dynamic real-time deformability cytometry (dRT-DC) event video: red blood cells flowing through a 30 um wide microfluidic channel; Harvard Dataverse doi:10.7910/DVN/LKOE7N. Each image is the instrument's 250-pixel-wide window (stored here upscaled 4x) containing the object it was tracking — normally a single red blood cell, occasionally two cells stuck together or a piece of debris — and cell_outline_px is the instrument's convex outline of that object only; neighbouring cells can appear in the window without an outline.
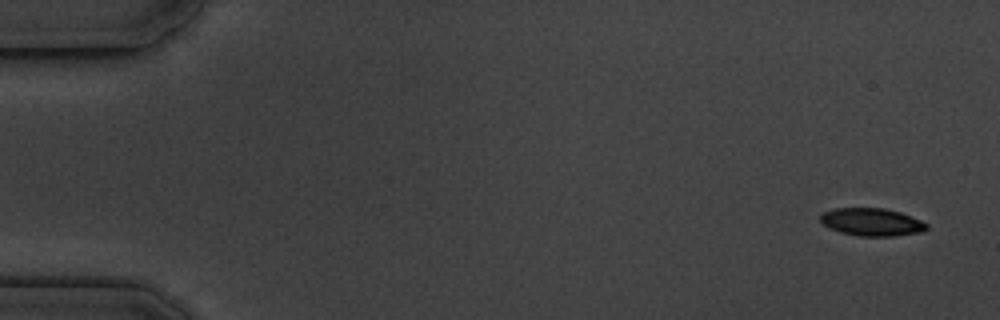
{"species": "common noctule bat (a hibernating species)", "species_latin": "Nyctalus noctula", "temperature_condition": "cold", "stored_images_in_passage": 5, "camera_frame_rate_fps": 3000, "um_per_image_px": 0.085, "animal": {"sex": "male", "body_mass_g": 19.5, "forearm_length_mm": 54.6}, "frame": {"image": 1, "passage_image": 1, "time_ms": 0.0, "image_size_px": [1000, 320], "cell_outline_px": [[928, 228], [924, 232], [896, 236], [860, 236], [840, 232], [828, 228], [820, 224], [820, 216], [824, 212], [832, 208], [884, 208], [900, 212], [920, 220], [928, 224]], "centroid_in_image_um": [74.09, 18.88], "position_along_channel_um": 10.9, "area_um2": 17.4}}
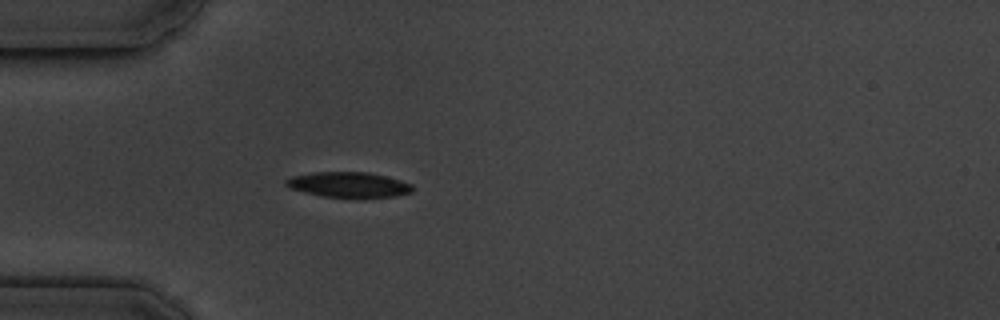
{"frame": {"image": 2, "passage_image": 5, "time_ms": 4.667, "image_size_px": [1000, 320], "cell_outline_px": [[412, 192], [396, 196], [356, 200], [324, 196], [304, 192], [292, 188], [284, 184], [284, 180], [292, 176], [312, 172], [368, 172], [400, 180], [412, 184]], "centroid_in_image_um": [29.65, 15.73], "position_along_channel_um": 55.3, "area_um2": 19.19}}